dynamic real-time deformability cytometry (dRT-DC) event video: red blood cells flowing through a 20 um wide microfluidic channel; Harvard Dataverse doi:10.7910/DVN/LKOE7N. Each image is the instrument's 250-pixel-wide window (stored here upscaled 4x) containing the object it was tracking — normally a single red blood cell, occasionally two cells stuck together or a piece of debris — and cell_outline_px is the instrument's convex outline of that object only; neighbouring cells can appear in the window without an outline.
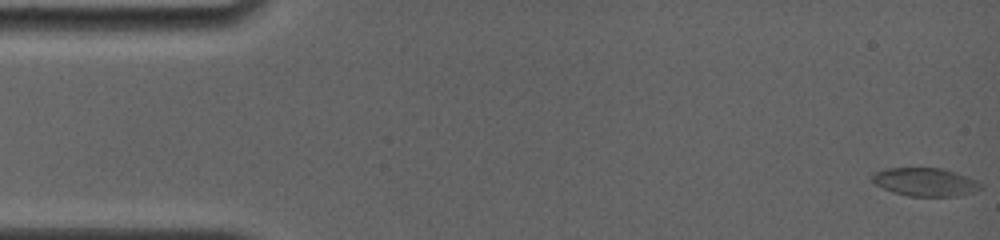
{"species": "common noctule bat (a hibernating species)", "species_latin": "Nyctalus noctula", "temperature_condition": "room temperature", "stored_images_in_passage": 68, "camera_frame_rate_fps": 4000, "um_per_image_px": 0.085, "animal": {"sex": "female", "body_mass_g": 19.0, "forearm_length_mm": 56.7}, "frame": {"image": 1, "passage_image": 1, "time_ms": 0.0, "image_size_px": [1000, 240], "cell_outline_px": [[984, 188], [972, 192], [956, 196], [908, 196], [892, 192], [876, 184], [872, 180], [872, 176], [876, 172], [884, 168], [940, 168], [956, 172], [976, 180], [984, 184]], "centroid_in_image_um": [78.68, 15.47], "position_along_channel_um": 6.3, "area_um2": 17.86}}
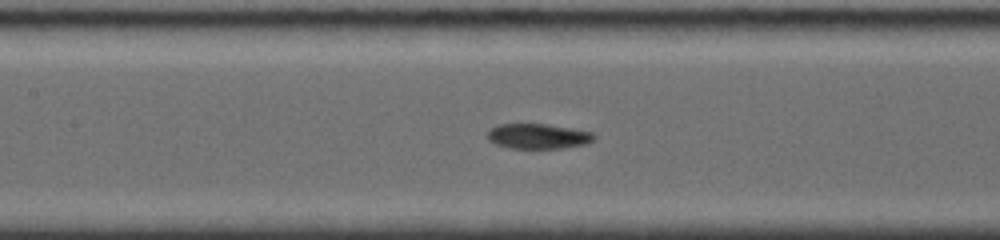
{"frame": {"image": 2, "passage_image": 31, "time_ms": 7.5, "image_size_px": [1000, 240], "cell_outline_px": [[596, 136], [588, 144], [564, 148], [508, 148], [496, 144], [488, 140], [488, 132], [492, 128], [500, 124], [544, 124], [572, 128], [592, 132]], "centroid_in_image_um": [45.76, 11.59], "position_along_channel_um": 161.6, "area_um2": 15.55}}
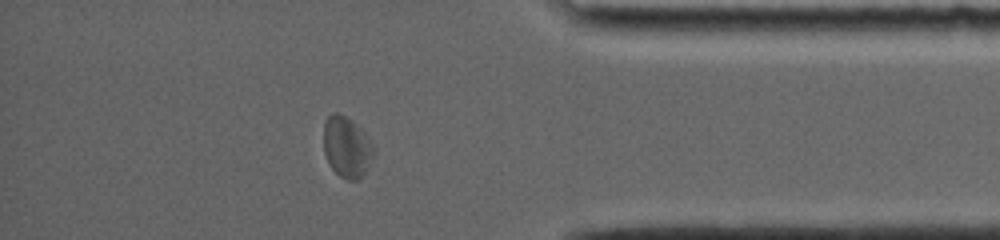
{"frame": {"image": 3, "passage_image": 58, "time_ms": 14.25, "image_size_px": [1000, 240], "cell_outline_px": [[376, 148], [372, 160], [364, 172], [356, 180], [348, 180], [340, 176], [328, 164], [324, 152], [324, 124], [328, 116], [332, 112], [336, 112], [344, 116], [356, 124], [364, 132]], "centroid_in_image_um": [29.48, 12.49], "position_along_channel_um": 405.7, "area_um2": 17.69}, "authors_computed_cell_mechanics": {"area_um2": 17.051, "velocity_mm_per_s": 3.7732, "shape_relaxation_time_tau1_ms": 8.1939, "shape_relaxation_time_tau2_ms": 2.6128, "deformation_change_tau1": 0.1962, "deformation_change_tau2": 0.0743}}